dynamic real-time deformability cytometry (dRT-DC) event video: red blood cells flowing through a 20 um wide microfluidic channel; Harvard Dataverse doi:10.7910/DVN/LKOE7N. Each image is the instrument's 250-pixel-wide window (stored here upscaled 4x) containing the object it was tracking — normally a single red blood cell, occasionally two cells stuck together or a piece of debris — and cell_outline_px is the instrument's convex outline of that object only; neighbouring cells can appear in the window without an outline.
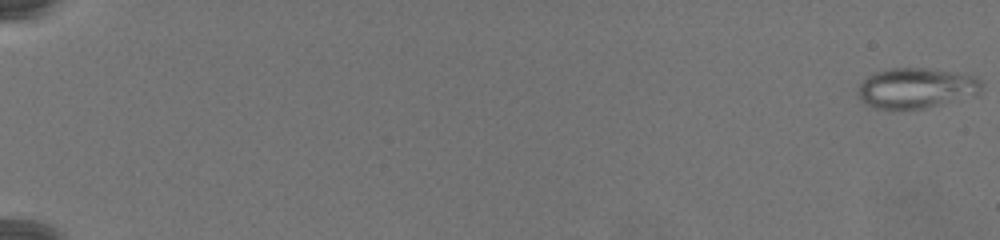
{"species": "common noctule bat (a hibernating species)", "species_latin": "Nyctalus noctula", "temperature_condition": "warm", "stored_images_in_passage": 80, "camera_frame_rate_fps": 3000, "um_per_image_px": 0.085, "animal": {"sex": "female", "body_mass_g": 19.5, "forearm_length_mm": 54.1}, "frame": {"image": 1, "passage_image": 1, "time_ms": 0.0, "image_size_px": [1000, 240], "cell_outline_px": [[980, 88], [976, 92], [940, 104], [924, 108], [876, 108], [860, 100], [856, 92], [860, 84], [868, 76], [876, 72], [892, 68], [928, 68], [976, 76], [980, 80]], "centroid_in_image_um": [77.78, 7.46], "position_along_channel_um": 7.2, "area_um2": 28.15}}
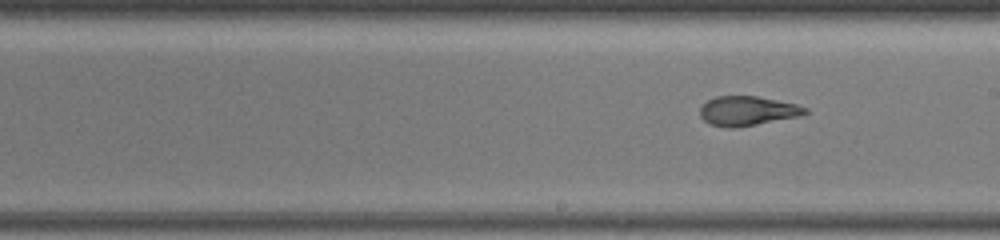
{"frame": {"image": 2, "passage_image": 49, "time_ms": 16.0, "image_size_px": [1000, 240], "cell_outline_px": [[808, 112], [800, 116], [736, 128], [728, 128], [708, 124], [700, 116], [700, 108], [708, 100], [716, 96], [756, 96], [796, 104], [808, 108]], "centroid_in_image_um": [63.52, 9.43], "position_along_channel_um": 225.5, "area_um2": 18.03}}
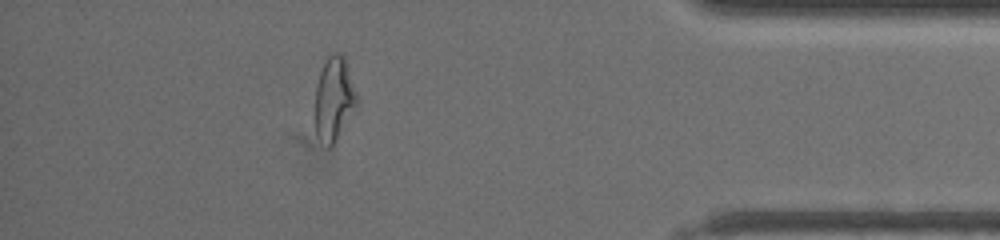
{"frame": {"image": 3, "passage_image": 72, "time_ms": 23.667, "image_size_px": [1000, 240], "cell_outline_px": [[356, 104], [336, 140], [328, 148], [316, 132], [312, 120], [316, 84], [320, 72], [328, 56], [332, 52], [340, 52], [344, 56], [356, 96]], "centroid_in_image_um": [28.31, 8.39], "position_along_channel_um": 406.9, "area_um2": 20.11}}